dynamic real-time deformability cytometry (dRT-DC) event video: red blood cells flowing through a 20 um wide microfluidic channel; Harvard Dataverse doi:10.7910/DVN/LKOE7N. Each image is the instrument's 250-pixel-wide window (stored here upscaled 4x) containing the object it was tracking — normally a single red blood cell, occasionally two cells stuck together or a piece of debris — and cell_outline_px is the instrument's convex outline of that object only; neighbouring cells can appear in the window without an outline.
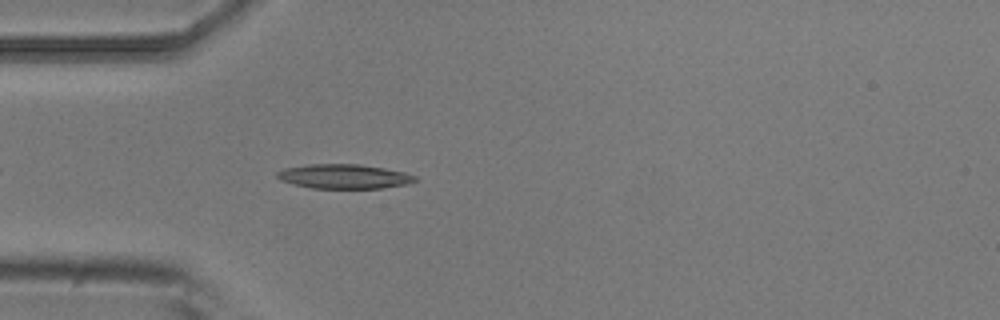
{"species": "common noctule bat (a hibernating species)", "species_latin": "Nyctalus noctula", "temperature_condition": "room temperature", "stored_images_in_passage": 43, "camera_frame_rate_fps": 3000, "um_per_image_px": 0.085, "animal": {"sex": "male", "body_mass_g": 20.5, "forearm_length_mm": 52.5}, "frame": {"image": 1, "passage_image": 5, "time_ms": 1.333, "image_size_px": [1000, 320], "cell_outline_px": [[416, 180], [408, 184], [380, 188], [312, 188], [292, 184], [280, 180], [276, 176], [276, 172], [284, 168], [308, 164], [360, 164], [384, 168], [404, 172], [416, 176]], "centroid_in_image_um": [29.21, 14.99], "position_along_channel_um": 55.8, "area_um2": 19.65}}
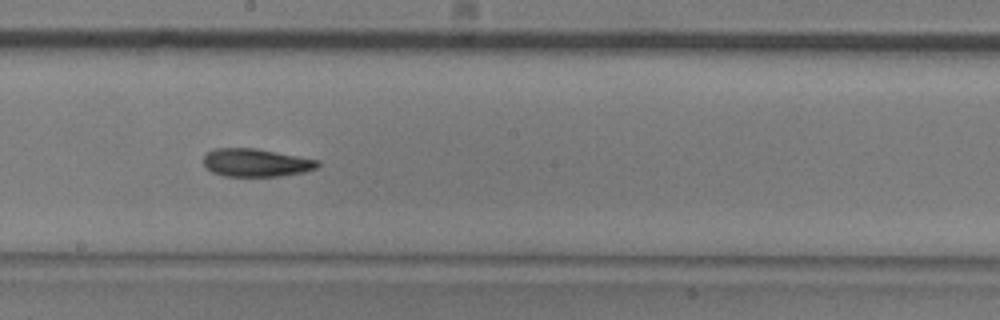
{"frame": {"image": 2, "passage_image": 19, "time_ms": 6.0, "image_size_px": [1000, 320], "cell_outline_px": [[320, 164], [316, 168], [304, 172], [280, 176], [224, 176], [212, 172], [204, 164], [204, 156], [208, 152], [216, 148], [256, 148], [320, 160]], "centroid_in_image_um": [21.79, 13.82], "position_along_channel_um": 226.4, "area_um2": 18.61}}
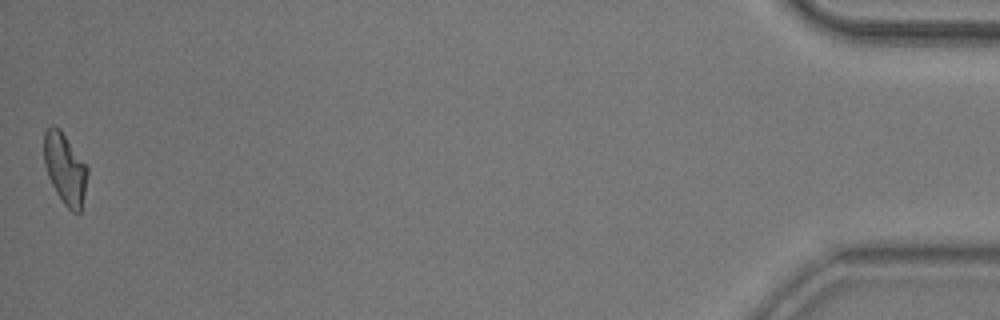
{"frame": {"image": 3, "passage_image": 43, "time_ms": 14.0, "image_size_px": [1000, 320], "cell_outline_px": [[88, 172], [80, 212], [72, 212], [64, 204], [56, 192], [48, 176], [44, 164], [44, 132], [48, 124], [52, 124], [60, 128], [88, 168]], "centroid_in_image_um": [5.5, 14.29], "position_along_channel_um": 429.7, "area_um2": 17.86}, "authors_computed_cell_mechanics": {"area_um2": 18.7272, "velocity_mm_per_s": 3.7516, "shape_relaxation_time_tau1_ms": 5.3819, "shape_relaxation_time_tau2_ms": null, "deformation_change_tau1": 0.1876, "deformation_change_tau2": null}}